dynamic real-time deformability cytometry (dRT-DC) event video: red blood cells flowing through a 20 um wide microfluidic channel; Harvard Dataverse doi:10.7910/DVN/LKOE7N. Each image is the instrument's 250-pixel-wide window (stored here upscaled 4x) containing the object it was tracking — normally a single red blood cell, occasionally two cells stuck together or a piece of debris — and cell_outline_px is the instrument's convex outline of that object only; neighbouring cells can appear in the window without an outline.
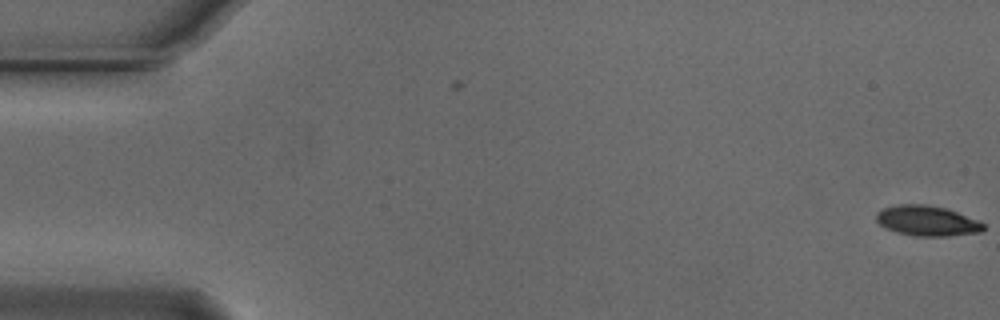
{"species": "Egyptian fruit bat (a non-hibernating species)", "species_latin": "Rousettus aegyptiacus", "temperature_condition": "cold", "stored_images_in_passage": 4, "camera_frame_rate_fps": 3000, "um_per_image_px": 0.085, "animal": {"sex": "male"}, "frame": {"image": 1, "passage_image": 4, "time_ms": 1.0, "image_size_px": [1000, 320], "cell_outline_px": [[984, 228], [980, 232], [948, 236], [912, 236], [896, 232], [880, 224], [876, 220], [876, 212], [884, 208], [900, 204], [928, 204], [944, 208], [956, 212], [976, 220], [984, 224]], "centroid_in_image_um": [78.77, 18.77], "position_along_channel_um": 6.2, "area_um2": 18.67}}